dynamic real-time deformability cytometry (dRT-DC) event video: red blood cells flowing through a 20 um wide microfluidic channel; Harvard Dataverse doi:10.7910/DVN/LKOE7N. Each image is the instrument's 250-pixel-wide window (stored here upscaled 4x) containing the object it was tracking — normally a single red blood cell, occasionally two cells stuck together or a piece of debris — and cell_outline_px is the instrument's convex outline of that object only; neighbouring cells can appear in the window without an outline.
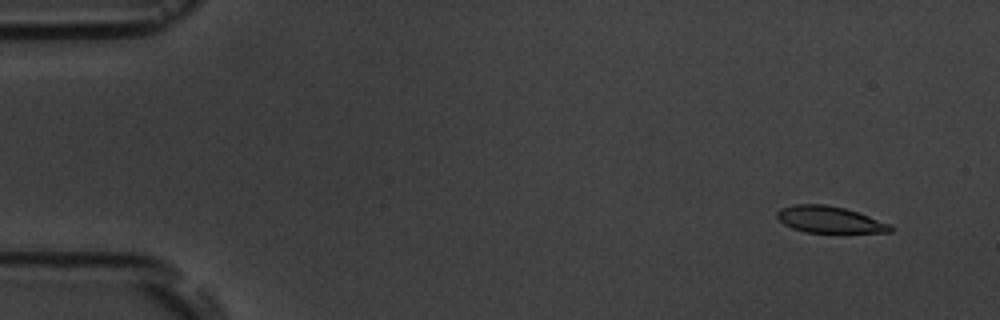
{"species": "common noctule bat (a hibernating species)", "species_latin": "Nyctalus noctula", "temperature_condition": "room temperature", "stored_images_in_passage": 4, "camera_frame_rate_fps": 3000, "um_per_image_px": 0.085, "animal": {"sex": "male", "body_mass_g": 19.5, "forearm_length_mm": 54.6}, "frame": {"image": 1, "passage_image": 1, "time_ms": 0.0, "image_size_px": [1000, 320], "cell_outline_px": [[892, 232], [804, 232], [792, 228], [784, 224], [776, 216], [776, 212], [780, 208], [796, 204], [824, 204], [844, 208], [892, 224]], "centroid_in_image_um": [70.48, 18.66], "position_along_channel_um": 14.5, "area_um2": 17.4}}